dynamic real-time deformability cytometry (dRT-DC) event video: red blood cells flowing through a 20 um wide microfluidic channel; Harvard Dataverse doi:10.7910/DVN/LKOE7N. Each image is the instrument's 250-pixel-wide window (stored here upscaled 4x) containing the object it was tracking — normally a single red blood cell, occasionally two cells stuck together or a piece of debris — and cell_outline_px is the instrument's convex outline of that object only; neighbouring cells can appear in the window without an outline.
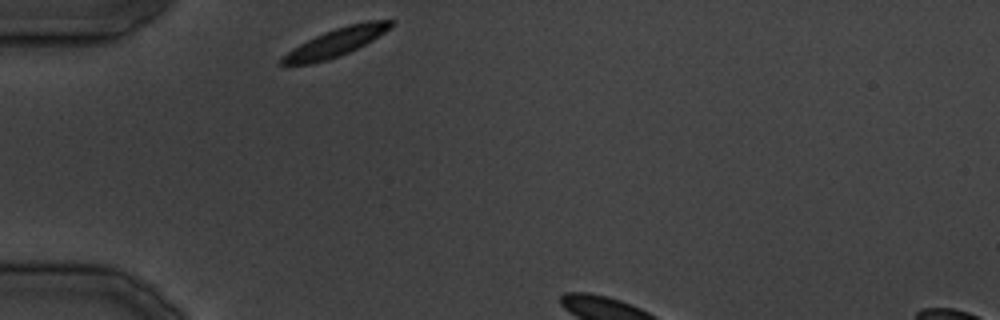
{"species": "common noctule bat (a hibernating species)", "species_latin": "Nyctalus noctula", "temperature_condition": "cold", "stored_images_in_passage": 15, "camera_frame_rate_fps": 3000, "um_per_image_px": 0.085, "animal": {"sex": "male", "body_mass_g": 19.5, "forearm_length_mm": 54.6}, "frame": {"image": 1, "passage_image": 1, "time_ms": 0.0, "image_size_px": [1000, 320], "cell_outline_px": [[396, 24], [372, 40], [340, 56], [328, 60], [312, 64], [280, 64], [280, 56], [292, 48], [324, 32], [348, 24], [368, 20], [396, 20]], "centroid_in_image_um": [28.55, 3.59], "position_along_channel_um": 56.4, "area_um2": 17.8}}
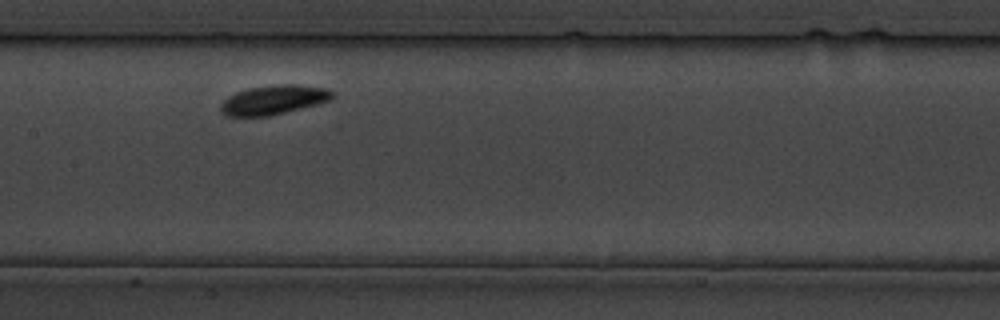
{"frame": {"image": 2, "passage_image": 9, "time_ms": 10.0, "image_size_px": [1000, 320], "cell_outline_px": [[336, 96], [332, 100], [268, 116], [228, 116], [220, 112], [220, 104], [228, 96], [236, 92], [248, 88], [280, 84], [296, 84], [328, 88], [336, 92]], "centroid_in_image_um": [23.29, 8.47], "position_along_channel_um": 184.1, "area_um2": 19.19}}
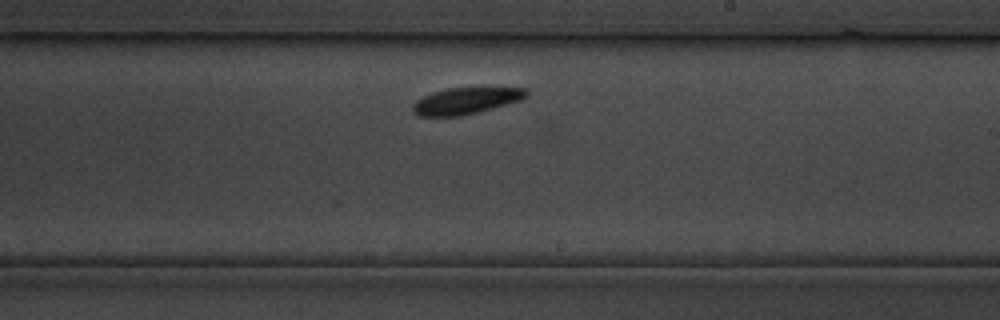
{"frame": {"image": 3, "passage_image": 13, "time_ms": 14.667, "image_size_px": [1000, 320], "cell_outline_px": [[528, 96], [520, 100], [476, 112], [460, 116], [420, 116], [412, 108], [412, 104], [416, 100], [432, 92], [448, 88], [480, 84], [528, 88]], "centroid_in_image_um": [39.7, 8.48], "position_along_channel_um": 249.3, "area_um2": 18.38}}